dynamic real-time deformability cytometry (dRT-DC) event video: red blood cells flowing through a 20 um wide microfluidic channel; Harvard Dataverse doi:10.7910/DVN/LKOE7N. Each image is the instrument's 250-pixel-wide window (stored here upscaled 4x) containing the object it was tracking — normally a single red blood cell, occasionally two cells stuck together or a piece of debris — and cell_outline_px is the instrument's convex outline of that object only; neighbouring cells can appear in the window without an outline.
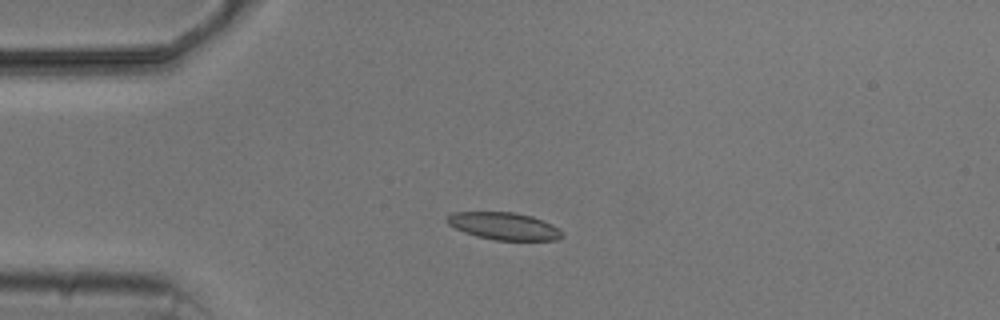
{"species": "common noctule bat (a hibernating species)", "species_latin": "Nyctalus noctula", "temperature_condition": "cold", "stored_images_in_passage": 4, "camera_frame_rate_fps": 3000, "um_per_image_px": 0.085, "animal": {"sex": "male", "body_mass_g": 20.5, "forearm_length_mm": 52.5}, "frame": {"image": 1, "passage_image": 3, "time_ms": 3.667, "image_size_px": [1000, 320], "cell_outline_px": [[564, 236], [556, 240], [496, 240], [476, 236], [464, 232], [448, 224], [444, 220], [452, 212], [516, 212], [532, 216], [552, 224], [560, 228], [564, 232]], "centroid_in_image_um": [42.86, 19.21], "position_along_channel_um": 42.1, "area_um2": 18.5}}